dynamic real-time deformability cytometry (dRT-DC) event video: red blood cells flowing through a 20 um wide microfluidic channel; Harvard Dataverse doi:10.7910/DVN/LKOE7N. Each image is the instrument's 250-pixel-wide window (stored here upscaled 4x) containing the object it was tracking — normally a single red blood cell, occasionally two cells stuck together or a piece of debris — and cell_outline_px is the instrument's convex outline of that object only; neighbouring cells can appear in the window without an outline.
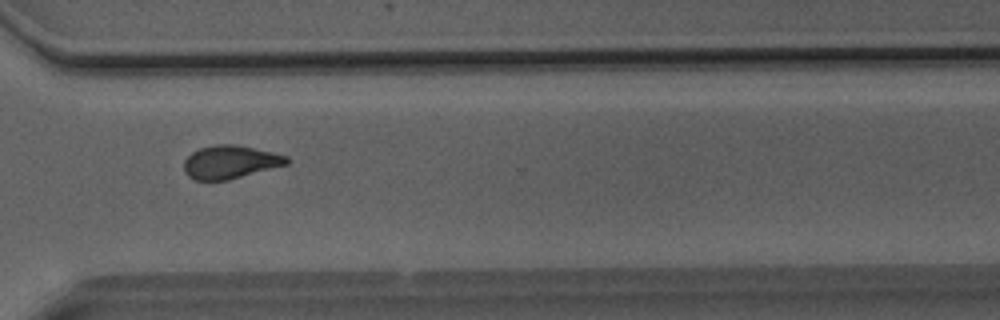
{"species": "Egyptian fruit bat (a non-hibernating species)", "species_latin": "Rousettus aegyptiacus", "temperature_condition": "room temperature", "stored_images_in_passage": 37, "camera_frame_rate_fps": 3000, "um_per_image_px": 0.085, "animal": {"sex": "male"}, "frame": {"image": 1, "passage_image": 24, "time_ms": 7.667, "image_size_px": [1000, 320], "cell_outline_px": [[292, 160], [288, 164], [228, 180], [196, 180], [188, 176], [184, 172], [184, 160], [192, 152], [200, 148], [216, 144], [236, 144], [272, 152], [288, 156]], "centroid_in_image_um": [19.58, 13.77], "position_along_channel_um": 351.0, "area_um2": 19.94}}
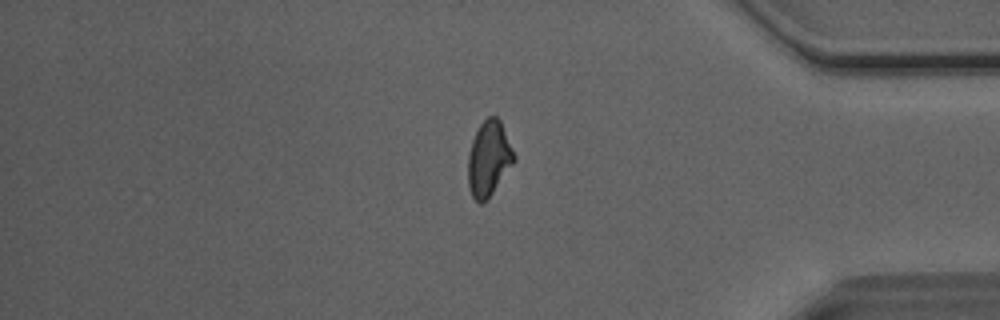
{"frame": {"image": 2, "passage_image": 29, "time_ms": 9.333, "image_size_px": [1000, 320], "cell_outline_px": [[516, 160], [488, 200], [480, 204], [472, 196], [468, 188], [468, 156], [472, 140], [480, 124], [488, 116], [496, 116], [500, 120], [516, 156]], "centroid_in_image_um": [41.55, 13.51], "position_along_channel_um": 393.6, "area_um2": 20.29}}
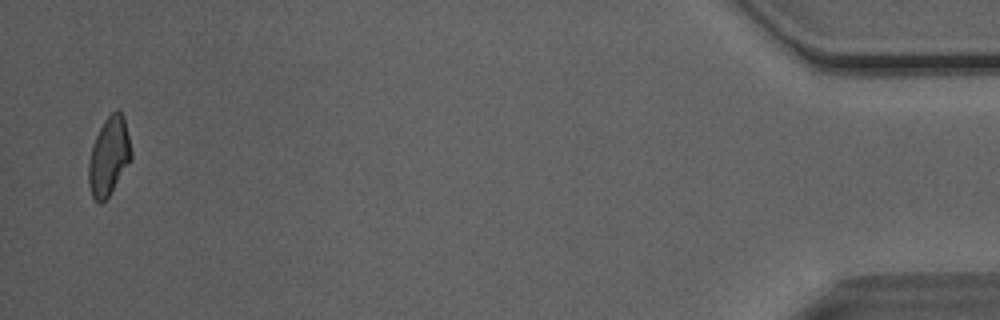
{"frame": {"image": 3, "passage_image": 36, "time_ms": 11.667, "image_size_px": [1000, 320], "cell_outline_px": [[132, 160], [108, 196], [100, 204], [92, 196], [88, 184], [88, 164], [92, 144], [104, 120], [112, 112], [120, 112], [124, 116], [132, 152]], "centroid_in_image_um": [9.26, 13.29], "position_along_channel_um": 425.9, "area_um2": 19.36}, "authors_computed_cell_mechanics": {"area_um2": 20.23, "velocity_mm_per_s": 4.0752, "shape_relaxation_time_tau1_ms": 8.2785, "shape_relaxation_time_tau2_ms": 1.5587, "deformation_change_tau1": 0.173, "deformation_change_tau2": 0.0759}}